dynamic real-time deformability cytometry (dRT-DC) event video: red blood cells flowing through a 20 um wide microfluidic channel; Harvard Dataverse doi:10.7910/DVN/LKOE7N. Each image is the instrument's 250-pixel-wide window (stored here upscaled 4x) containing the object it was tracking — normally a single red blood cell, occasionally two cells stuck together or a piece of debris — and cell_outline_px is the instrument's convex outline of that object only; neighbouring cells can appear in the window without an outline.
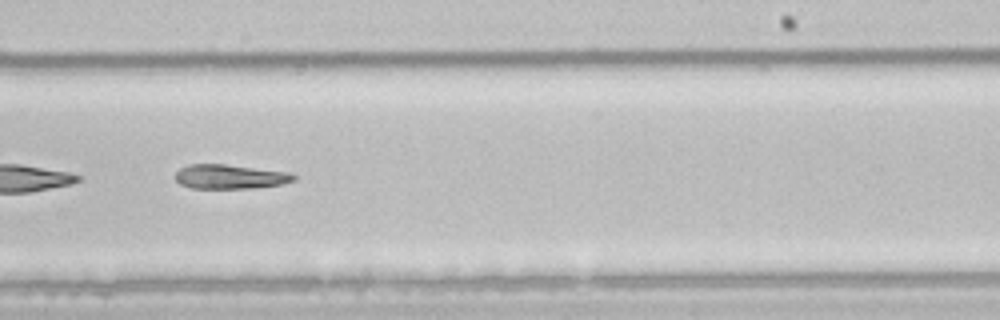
{"species": "common noctule bat (a hibernating species)", "species_latin": "Nyctalus noctula", "temperature_condition": "room temperature", "stored_images_in_passage": 25, "camera_frame_rate_fps": 3000, "um_per_image_px": 0.085, "animal": {"sex": "male", "body_mass_g": 21.5, "forearm_length_mm": 52.0}, "frame": {"image": 1, "passage_image": 22, "time_ms": 7.0, "image_size_px": [1000, 320], "cell_outline_px": [[296, 180], [284, 184], [252, 188], [192, 188], [180, 184], [176, 180], [176, 172], [180, 168], [188, 164], [224, 164], [292, 172], [296, 176]], "centroid_in_image_um": [19.6, 15.01], "position_along_channel_um": 269.4, "area_um2": 16.94}}